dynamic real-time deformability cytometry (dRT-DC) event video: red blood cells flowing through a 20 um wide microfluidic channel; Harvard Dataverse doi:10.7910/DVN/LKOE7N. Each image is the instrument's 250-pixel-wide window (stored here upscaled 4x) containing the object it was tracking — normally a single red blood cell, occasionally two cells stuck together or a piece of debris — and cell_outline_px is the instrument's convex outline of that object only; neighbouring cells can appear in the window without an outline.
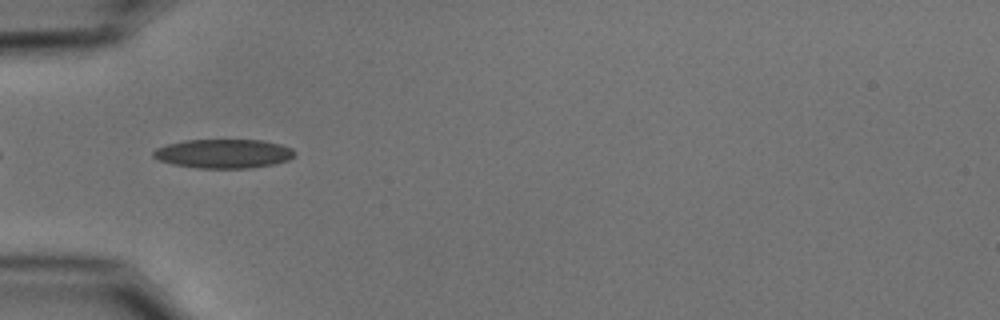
{"species": "common noctule bat (a hibernating species)", "species_latin": "Nyctalus noctula", "temperature_condition": "cold", "stored_images_in_passage": 5, "camera_frame_rate_fps": 3000, "um_per_image_px": 0.085, "animal": {"sex": "male", "body_mass_g": 15.6}, "frame": {"image": 1, "passage_image": 2, "time_ms": 0.333, "image_size_px": [1000, 320], "cell_outline_px": [[296, 156], [288, 160], [272, 164], [252, 168], [196, 168], [172, 164], [160, 160], [152, 156], [152, 152], [156, 148], [168, 144], [184, 140], [264, 140], [280, 144], [292, 148], [296, 152]], "centroid_in_image_um": [19.02, 13.06], "position_along_channel_um": 66.0, "area_um2": 24.04}}